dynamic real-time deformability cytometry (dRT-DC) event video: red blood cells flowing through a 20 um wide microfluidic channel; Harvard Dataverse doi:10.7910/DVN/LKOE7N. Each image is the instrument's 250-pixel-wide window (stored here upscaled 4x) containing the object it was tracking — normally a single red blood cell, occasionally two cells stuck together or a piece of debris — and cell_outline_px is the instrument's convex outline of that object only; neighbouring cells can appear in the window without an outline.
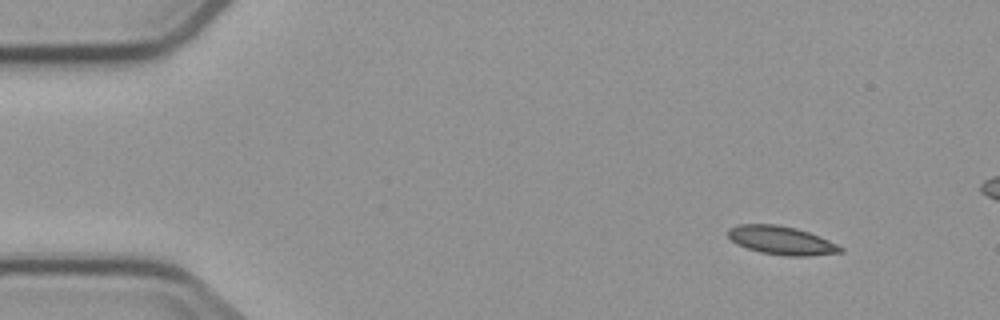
{"species": "common noctule bat (a hibernating species)", "species_latin": "Nyctalus noctula", "temperature_condition": "cold", "stored_images_in_passage": 5, "camera_frame_rate_fps": 3000, "um_per_image_px": 0.085, "animal": {"sex": "male", "body_mass_g": 23.1, "forearm_length_mm": 52.7}, "frame": {"image": 1, "passage_image": 1, "time_ms": 0.0, "image_size_px": [1000, 320], "cell_outline_px": [[844, 252], [808, 256], [788, 256], [760, 252], [736, 244], [728, 236], [728, 228], [740, 224], [776, 224], [796, 228], [808, 232], [828, 240], [844, 248]], "centroid_in_image_um": [66.42, 20.43], "position_along_channel_um": 18.6, "area_um2": 18.55}}
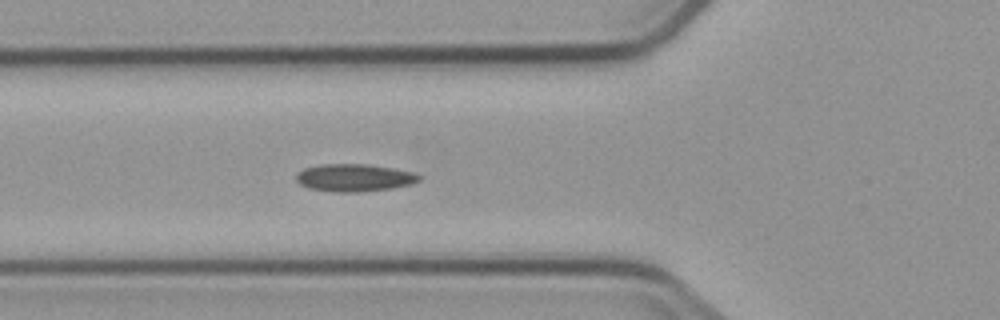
{"frame": {"image": 2, "passage_image": 5, "time_ms": 4.667, "image_size_px": [1000, 320], "cell_outline_px": [[420, 180], [412, 184], [392, 188], [360, 192], [336, 192], [308, 188], [300, 184], [296, 180], [296, 172], [304, 168], [320, 164], [368, 164], [392, 168], [412, 172], [420, 176]], "centroid_in_image_um": [30.08, 15.1], "position_along_channel_um": 95.7, "area_um2": 19.77}}